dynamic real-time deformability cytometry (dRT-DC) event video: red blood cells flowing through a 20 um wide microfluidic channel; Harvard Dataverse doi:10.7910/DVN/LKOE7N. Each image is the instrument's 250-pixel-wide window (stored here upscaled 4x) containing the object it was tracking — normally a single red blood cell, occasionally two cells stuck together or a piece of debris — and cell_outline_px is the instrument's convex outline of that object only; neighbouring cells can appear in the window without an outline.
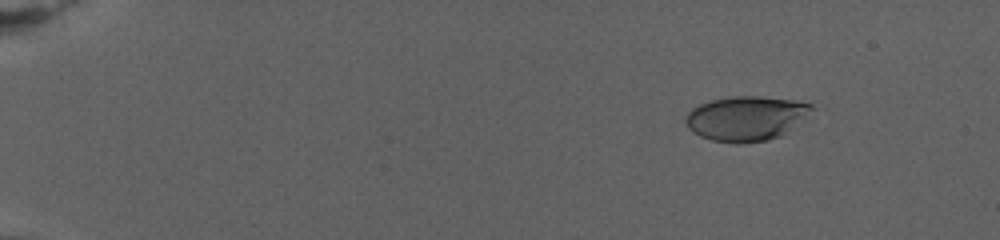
{"species": "human", "species_latin": "Homo sapiens", "temperature_condition": "warm", "stored_images_in_passage": 70, "camera_frame_rate_fps": 3000, "um_per_image_px": 0.085, "donor": {"sex": "female"}, "frame": {"image": 1, "passage_image": 1, "time_ms": 0.0, "image_size_px": [1000, 240], "cell_outline_px": [[816, 108], [780, 136], [768, 140], [736, 144], [712, 140], [700, 136], [692, 132], [688, 128], [684, 120], [688, 112], [692, 108], [700, 104], [712, 100], [732, 96], [760, 96], [792, 100], [812, 104]], "centroid_in_image_um": [63.38, 10.06], "position_along_channel_um": 21.6, "area_um2": 32.66}}
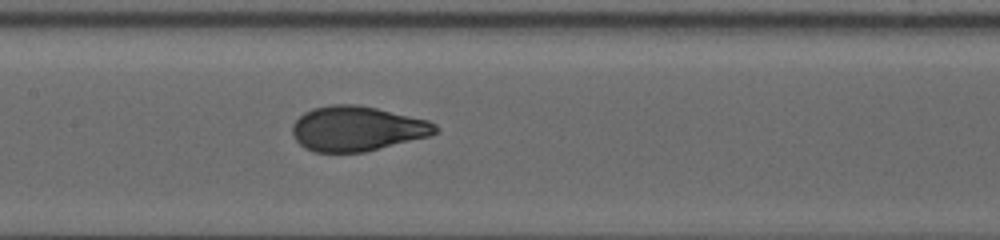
{"frame": {"image": 2, "passage_image": 33, "time_ms": 10.667, "image_size_px": [1000, 240], "cell_outline_px": [[440, 132], [428, 136], [364, 152], [312, 152], [304, 148], [296, 140], [292, 132], [292, 124], [304, 112], [312, 108], [332, 104], [356, 104], [376, 108], [428, 120], [436, 124], [440, 128]], "centroid_in_image_um": [30.34, 10.93], "position_along_channel_um": 177.1, "area_um2": 37.45}}
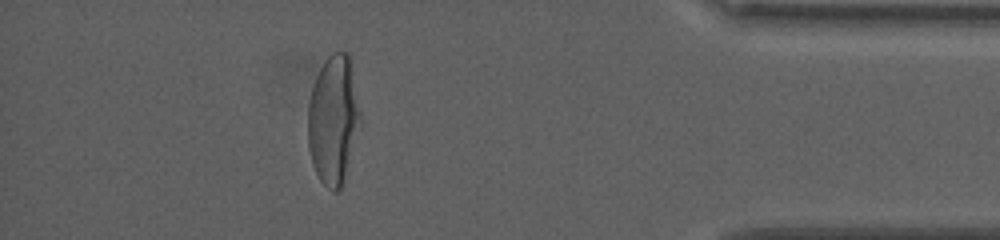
{"frame": {"image": 3, "passage_image": 62, "time_ms": 20.333, "image_size_px": [1000, 240], "cell_outline_px": [[360, 120], [344, 176], [340, 188], [336, 192], [332, 192], [320, 180], [312, 164], [308, 148], [308, 104], [312, 88], [316, 76], [324, 60], [332, 52], [348, 52], [352, 60], [360, 112]], "centroid_in_image_um": [28.31, 10.1], "position_along_channel_um": 406.9, "area_um2": 39.07}, "authors_computed_cell_mechanics": {"area_um2": 37.3388, "velocity_mm_per_s": 2.7312, "shape_relaxation_time_tau1_ms": 6.8891, "shape_relaxation_time_tau2_ms": null, "deformation_change_tau1": 0.2544, "deformation_change_tau2": null}}